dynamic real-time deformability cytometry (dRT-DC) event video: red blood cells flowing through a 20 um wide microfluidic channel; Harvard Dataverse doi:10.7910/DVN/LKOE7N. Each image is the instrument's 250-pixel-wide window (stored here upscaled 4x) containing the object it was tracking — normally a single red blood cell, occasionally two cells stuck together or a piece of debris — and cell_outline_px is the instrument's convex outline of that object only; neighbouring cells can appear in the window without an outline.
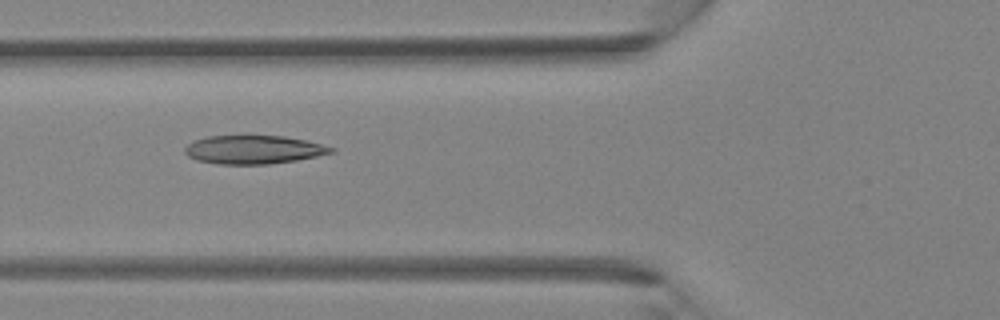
{"species": "Egyptian fruit bat (a non-hibernating species)", "species_latin": "Rousettus aegyptiacus", "temperature_condition": "room temperature", "stored_images_in_passage": 7, "camera_frame_rate_fps": 3000, "um_per_image_px": 0.085, "animal": {"sex": "female"}, "frame": {"image": 1, "passage_image": 5, "time_ms": 1.333, "image_size_px": [1000, 320], "cell_outline_px": [[336, 152], [296, 160], [268, 164], [216, 164], [196, 160], [188, 156], [184, 152], [184, 148], [188, 144], [196, 140], [208, 136], [284, 136], [308, 140], [336, 148]], "centroid_in_image_um": [21.58, 12.72], "position_along_channel_um": 104.2, "area_um2": 24.33}}